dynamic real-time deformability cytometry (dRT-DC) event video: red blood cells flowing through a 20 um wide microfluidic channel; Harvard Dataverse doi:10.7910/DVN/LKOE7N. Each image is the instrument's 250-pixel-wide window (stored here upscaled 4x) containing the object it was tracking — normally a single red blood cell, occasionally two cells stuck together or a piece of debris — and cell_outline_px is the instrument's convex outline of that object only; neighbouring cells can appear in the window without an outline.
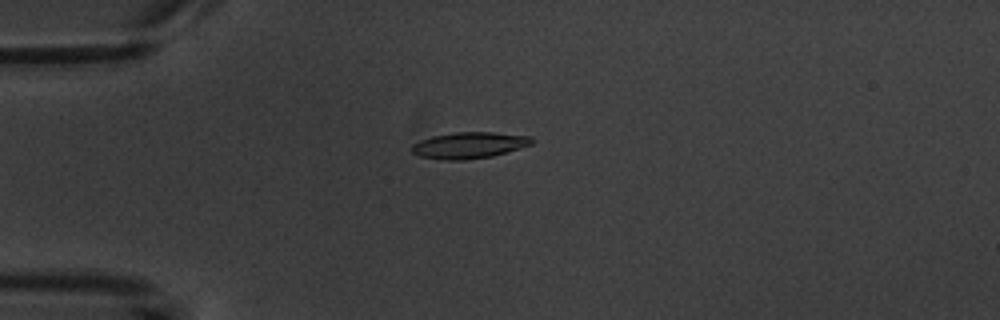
{"species": "common noctule bat (a hibernating species)", "species_latin": "Nyctalus noctula", "temperature_condition": "warm", "stored_images_in_passage": 8, "camera_frame_rate_fps": 3000, "um_per_image_px": 0.085, "animal": {"sex": "male", "body_mass_g": 20.1, "forearm_length_mm": 53.5}, "frame": {"image": 1, "passage_image": 5, "time_ms": 4.667, "image_size_px": [1000, 320], "cell_outline_px": [[532, 144], [520, 148], [492, 156], [460, 160], [444, 160], [420, 156], [412, 152], [412, 144], [420, 140], [432, 136], [456, 132], [492, 132], [532, 136]], "centroid_in_image_um": [39.87, 12.34], "position_along_channel_um": 45.1, "area_um2": 18.26}}
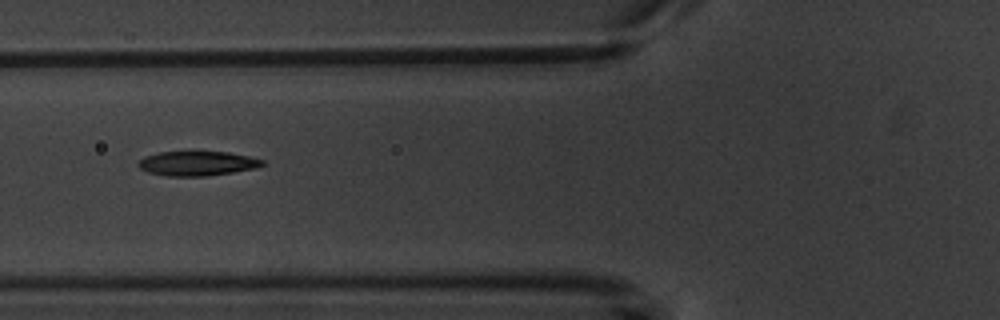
{"frame": {"image": 2, "passage_image": 7, "time_ms": 7.0, "image_size_px": [1000, 320], "cell_outline_px": [[264, 164], [256, 168], [208, 176], [164, 176], [148, 172], [140, 168], [136, 164], [144, 156], [160, 152], [228, 152], [248, 156], [264, 160]], "centroid_in_image_um": [16.74, 13.9], "position_along_channel_um": 109.1, "area_um2": 17.69}}
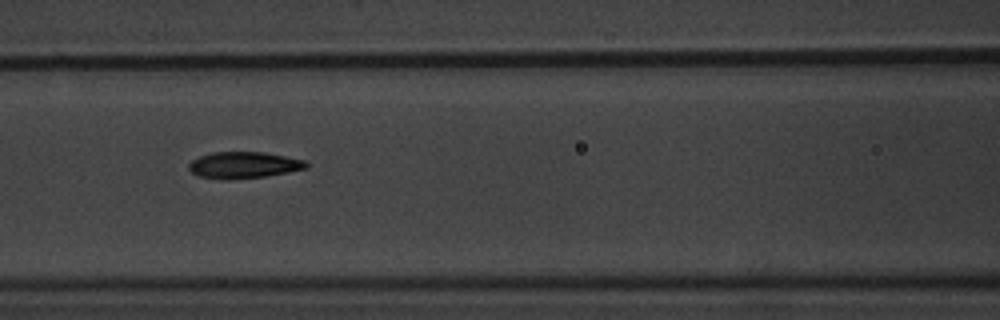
{"frame": {"image": 3, "passage_image": 8, "time_ms": 8.0, "image_size_px": [1000, 320], "cell_outline_px": [[308, 168], [288, 172], [264, 176], [196, 176], [188, 168], [188, 164], [192, 160], [200, 156], [212, 152], [264, 152], [304, 160], [308, 164]], "centroid_in_image_um": [20.75, 13.97], "position_along_channel_um": 145.8, "area_um2": 17.11}}